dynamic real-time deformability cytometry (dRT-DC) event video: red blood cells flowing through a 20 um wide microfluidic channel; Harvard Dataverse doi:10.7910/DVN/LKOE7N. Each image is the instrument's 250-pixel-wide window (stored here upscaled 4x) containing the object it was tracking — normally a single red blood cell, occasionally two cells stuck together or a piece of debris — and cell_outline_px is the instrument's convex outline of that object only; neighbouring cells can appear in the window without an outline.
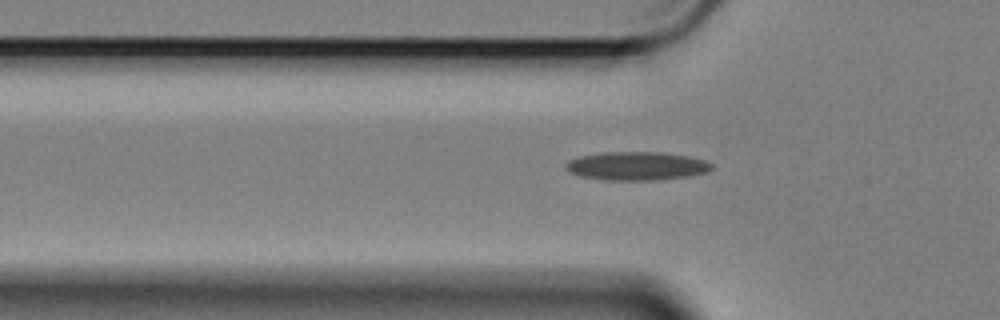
{"species": "Egyptian fruit bat (a non-hibernating species)", "species_latin": "Rousettus aegyptiacus", "temperature_condition": "cold", "stored_images_in_passage": 34, "camera_frame_rate_fps": 3000, "um_per_image_px": 0.085, "animal": {"sex": "female"}, "frame": {"image": 1, "passage_image": 2, "time_ms": 0.333, "image_size_px": [1000, 320], "cell_outline_px": [[712, 168], [708, 172], [688, 176], [656, 180], [600, 180], [580, 176], [568, 172], [568, 164], [572, 160], [584, 156], [608, 152], [660, 152], [688, 156], [704, 160], [712, 164]], "centroid_in_image_um": [54.17, 14.12], "position_along_channel_um": 71.6, "area_um2": 23.87}}
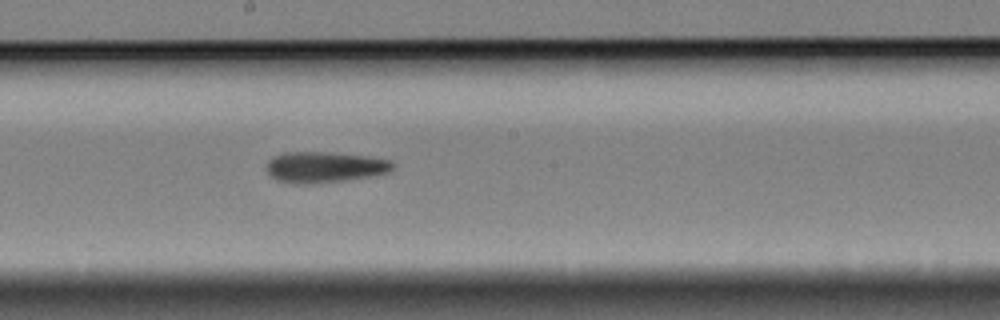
{"frame": {"image": 2, "passage_image": 15, "time_ms": 4.667, "image_size_px": [1000, 320], "cell_outline_px": [[392, 168], [388, 172], [372, 176], [344, 180], [308, 184], [292, 184], [276, 180], [268, 172], [268, 160], [272, 156], [284, 152], [328, 152], [364, 156], [388, 160], [392, 164]], "centroid_in_image_um": [27.52, 14.21], "position_along_channel_um": 220.7, "area_um2": 22.48}}
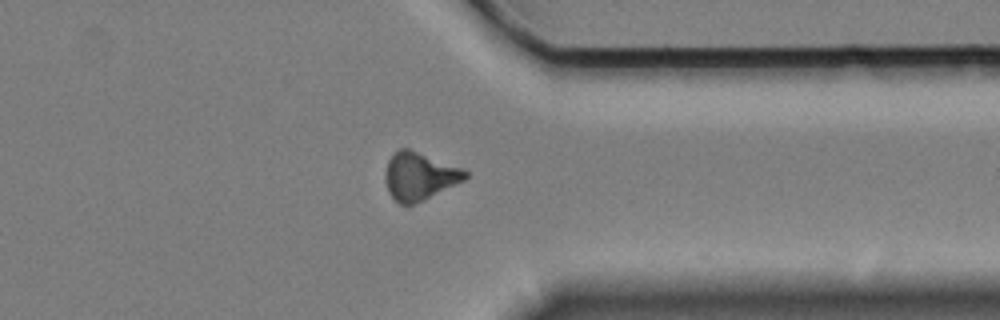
{"frame": {"image": 3, "passage_image": 29, "time_ms": 9.333, "image_size_px": [1000, 320], "cell_outline_px": [[468, 176], [464, 180], [408, 208], [400, 204], [388, 192], [388, 160], [400, 148], [408, 148], [464, 168], [468, 172]], "centroid_in_image_um": [35.71, 15.0], "position_along_channel_um": 375.7, "area_um2": 21.96}}